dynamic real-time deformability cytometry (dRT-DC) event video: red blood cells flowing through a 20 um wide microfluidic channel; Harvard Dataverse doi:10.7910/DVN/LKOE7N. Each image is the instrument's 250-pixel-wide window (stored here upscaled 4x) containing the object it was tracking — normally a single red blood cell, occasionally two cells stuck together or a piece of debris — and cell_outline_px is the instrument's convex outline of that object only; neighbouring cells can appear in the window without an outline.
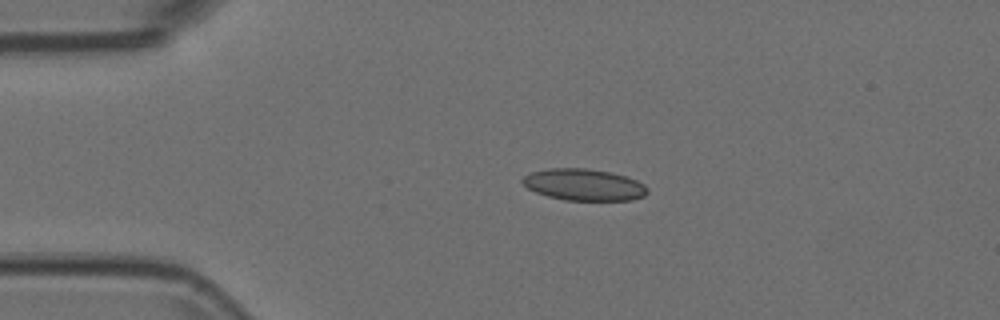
{"species": "Egyptian fruit bat (a non-hibernating species)", "species_latin": "Rousettus aegyptiacus", "temperature_condition": "room temperature", "stored_images_in_passage": 13, "camera_frame_rate_fps": 3000, "um_per_image_px": 0.085, "animal": {"sex": "female"}, "frame": {"image": 1, "passage_image": 1, "time_ms": 0.0, "image_size_px": [1000, 320], "cell_outline_px": [[648, 192], [644, 196], [632, 200], [564, 200], [548, 196], [536, 192], [528, 188], [520, 180], [524, 176], [532, 172], [548, 168], [584, 168], [612, 172], [636, 180], [644, 184], [648, 188]], "centroid_in_image_um": [49.64, 15.7], "position_along_channel_um": 35.4, "area_um2": 23.0}}
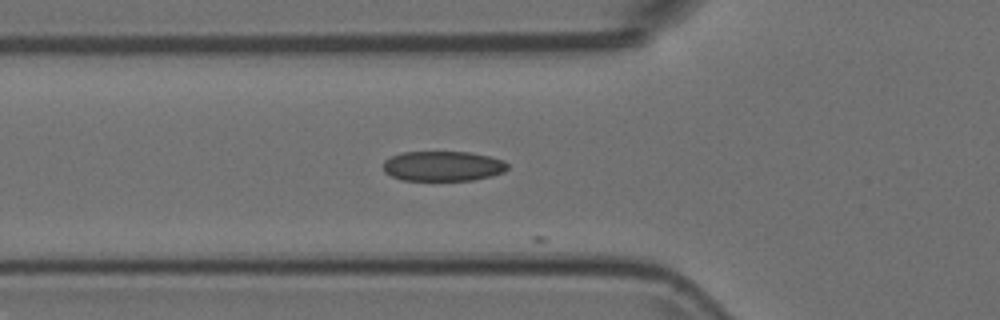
{"frame": {"image": 2, "passage_image": 8, "time_ms": 2.333, "image_size_px": [1000, 320], "cell_outline_px": [[508, 168], [504, 172], [492, 176], [472, 180], [404, 180], [392, 176], [384, 172], [384, 160], [388, 156], [400, 152], [468, 152], [488, 156], [504, 160], [508, 164]], "centroid_in_image_um": [37.64, 14.11], "position_along_channel_um": 88.2, "area_um2": 21.85}}